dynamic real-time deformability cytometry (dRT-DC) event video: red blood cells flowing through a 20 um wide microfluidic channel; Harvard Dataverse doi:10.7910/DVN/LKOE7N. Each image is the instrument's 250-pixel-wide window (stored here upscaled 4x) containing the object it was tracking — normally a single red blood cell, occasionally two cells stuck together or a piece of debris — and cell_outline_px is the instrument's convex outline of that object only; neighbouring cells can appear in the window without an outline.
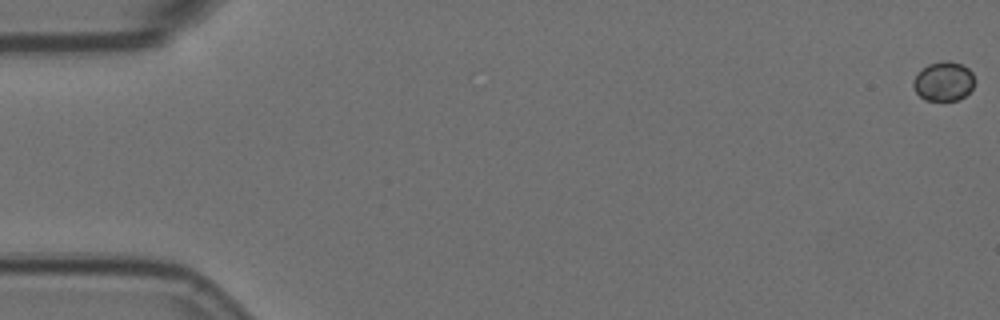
{"species": "Egyptian fruit bat (a non-hibernating species)", "species_latin": "Rousettus aegyptiacus", "temperature_condition": "room temperature", "stored_images_in_passage": 5, "camera_frame_rate_fps": 3000, "um_per_image_px": 0.085, "animal": {"sex": "female"}, "frame": {"image": 1, "passage_image": 1, "time_ms": 0.0, "image_size_px": [1000, 320], "cell_outline_px": [[976, 80], [972, 88], [960, 100], [924, 100], [916, 92], [912, 84], [912, 80], [928, 64], [944, 60], [948, 60], [960, 64], [968, 68], [972, 72]], "centroid_in_image_um": [80.22, 6.91], "position_along_channel_um": 4.8, "area_um2": 14.05}}